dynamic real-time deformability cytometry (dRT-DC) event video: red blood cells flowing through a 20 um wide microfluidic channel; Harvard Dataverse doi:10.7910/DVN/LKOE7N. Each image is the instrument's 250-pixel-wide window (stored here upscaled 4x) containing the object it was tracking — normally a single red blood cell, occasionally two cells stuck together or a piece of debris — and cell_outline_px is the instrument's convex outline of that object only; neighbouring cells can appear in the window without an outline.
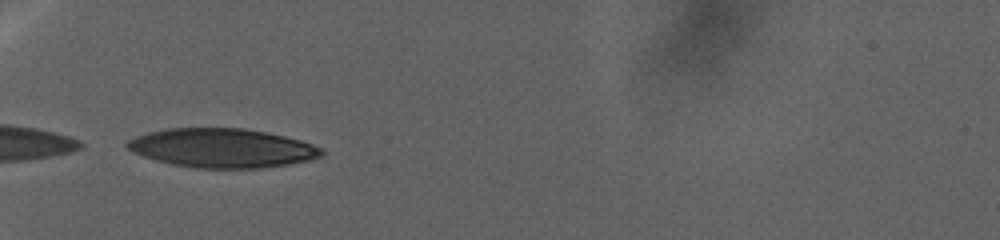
{"species": "human", "species_latin": "Homo sapiens", "temperature_condition": "warm", "stored_images_in_passage": 37, "camera_frame_rate_fps": 3000, "um_per_image_px": 0.085, "donor": {"sex": "female"}, "frame": {"image": 1, "passage_image": 1, "time_ms": 0.0, "image_size_px": [1000, 240], "cell_outline_px": [[324, 152], [320, 156], [308, 160], [288, 164], [260, 168], [196, 168], [172, 164], [156, 160], [132, 152], [124, 144], [128, 140], [136, 136], [148, 132], [168, 128], [244, 128], [268, 132], [300, 140], [312, 144], [320, 148]], "centroid_in_image_um": [18.85, 12.58], "position_along_channel_um": 66.1, "area_um2": 44.1}}
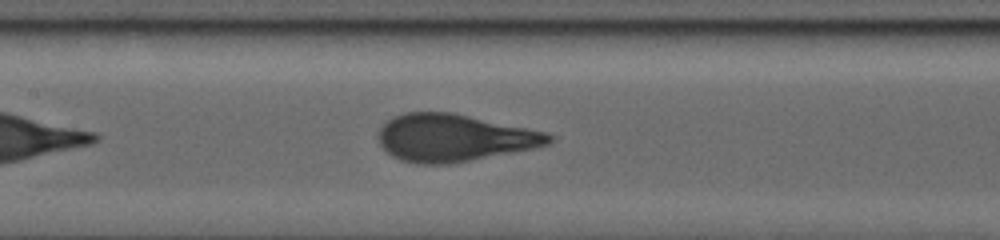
{"frame": {"image": 2, "passage_image": 27, "time_ms": 8.667, "image_size_px": [1000, 240], "cell_outline_px": [[556, 136], [548, 144], [536, 148], [448, 164], [416, 164], [400, 160], [392, 156], [380, 144], [376, 136], [380, 128], [392, 116], [404, 112], [452, 112], [548, 132]], "centroid_in_image_um": [38.58, 11.71], "position_along_channel_um": 168.8, "area_um2": 47.28}}
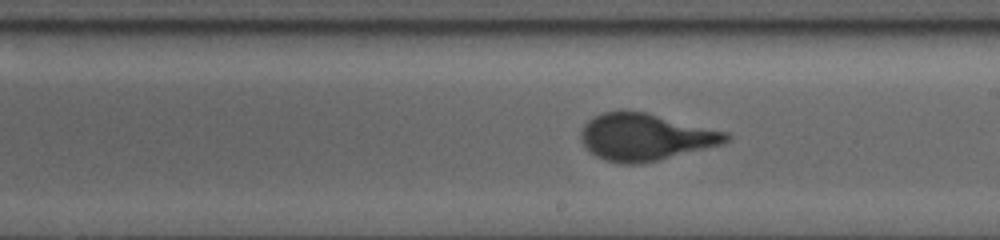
{"frame": {"image": 3, "passage_image": 33, "time_ms": 10.667, "image_size_px": [1000, 240], "cell_outline_px": [[732, 136], [724, 144], [640, 164], [620, 164], [604, 160], [596, 156], [580, 140], [580, 132], [584, 124], [592, 116], [604, 112], [648, 112], [728, 132]], "centroid_in_image_um": [54.87, 11.65], "position_along_channel_um": 234.1, "area_um2": 39.71}}